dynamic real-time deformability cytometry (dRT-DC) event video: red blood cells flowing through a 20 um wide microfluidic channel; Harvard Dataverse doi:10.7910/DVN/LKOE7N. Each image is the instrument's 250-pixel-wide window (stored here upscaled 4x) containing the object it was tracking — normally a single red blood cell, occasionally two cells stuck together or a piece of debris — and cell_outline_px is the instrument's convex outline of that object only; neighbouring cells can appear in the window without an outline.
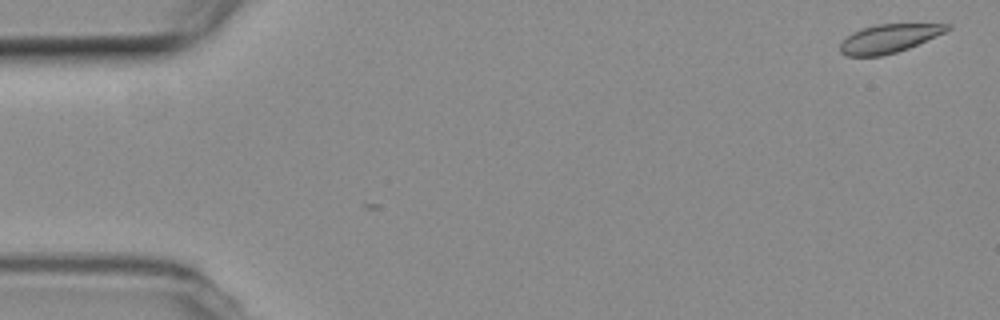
{"species": "common noctule bat (a hibernating species)", "species_latin": "Nyctalus noctula", "temperature_condition": "room temperature", "stored_images_in_passage": 2, "camera_frame_rate_fps": 3000, "um_per_image_px": 0.085, "animal": {"sex": "female", "body_mass_g": 19.3, "forearm_length_mm": 54.1}, "frame": {"image": 1, "passage_image": 2, "time_ms": 0.333, "image_size_px": [1000, 320], "cell_outline_px": [[952, 28], [944, 32], [908, 48], [896, 52], [880, 56], [844, 56], [840, 52], [840, 44], [852, 32], [876, 24], [952, 24]], "centroid_in_image_um": [75.54, 3.27], "position_along_channel_um": 9.5, "area_um2": 17.51}}